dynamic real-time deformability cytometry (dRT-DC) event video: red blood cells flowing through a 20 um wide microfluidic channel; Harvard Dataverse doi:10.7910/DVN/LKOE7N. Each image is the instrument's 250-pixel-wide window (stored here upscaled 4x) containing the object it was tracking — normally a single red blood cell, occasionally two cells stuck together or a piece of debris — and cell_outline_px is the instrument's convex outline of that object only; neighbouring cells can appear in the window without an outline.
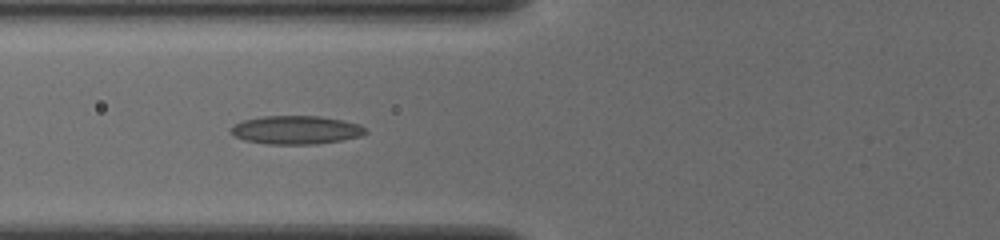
{"species": "common noctule bat (a hibernating species)", "species_latin": "Nyctalus noctula", "temperature_condition": "cold", "stored_images_in_passage": 35, "camera_frame_rate_fps": 3000, "um_per_image_px": 0.085, "animal": {"sex": "female", "body_mass_g": 19.5, "forearm_length_mm": 54.1}, "frame": {"image": 1, "passage_image": 4, "time_ms": 1.0, "image_size_px": [1000, 240], "cell_outline_px": [[368, 132], [360, 136], [340, 140], [316, 144], [268, 144], [244, 140], [236, 136], [232, 132], [232, 124], [244, 120], [260, 116], [320, 116], [344, 120], [360, 124], [368, 128]], "centroid_in_image_um": [25.2, 11.03], "position_along_channel_um": 100.6, "area_um2": 22.37}}
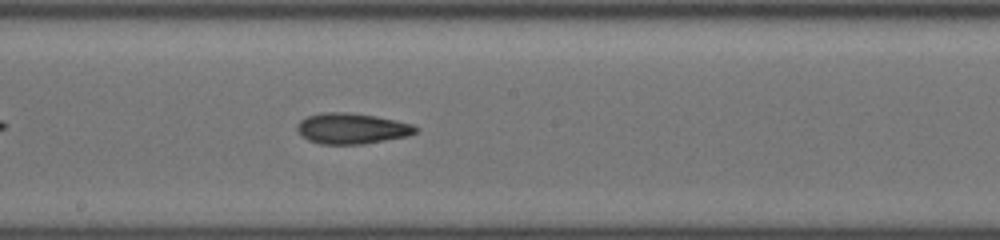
{"frame": {"image": 2, "passage_image": 13, "time_ms": 4.0, "image_size_px": [1000, 240], "cell_outline_px": [[420, 128], [416, 132], [408, 136], [364, 144], [320, 144], [308, 140], [300, 136], [296, 128], [296, 124], [300, 120], [308, 116], [320, 112], [348, 112], [376, 116], [396, 120], [412, 124]], "centroid_in_image_um": [29.88, 10.92], "position_along_channel_um": 218.3, "area_um2": 21.5}}
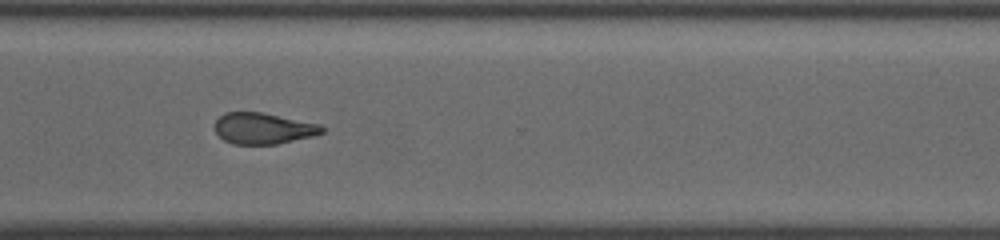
{"frame": {"image": 3, "passage_image": 23, "time_ms": 7.333, "image_size_px": [1000, 240], "cell_outline_px": [[324, 132], [312, 136], [276, 144], [232, 144], [224, 140], [216, 132], [216, 120], [224, 112], [260, 112], [320, 124], [324, 128]], "centroid_in_image_um": [22.37, 10.91], "position_along_channel_um": 348.2, "area_um2": 19.25}, "authors_computed_cell_mechanics": {"area_um2": 20.4034, "velocity_mm_per_s": 3.9101, "shape_relaxation_time_tau1_ms": 9.5082, "shape_relaxation_time_tau2_ms": 8.2768, "deformation_change_tau1": 0.1851, "deformation_change_tau2": 0.1954}}